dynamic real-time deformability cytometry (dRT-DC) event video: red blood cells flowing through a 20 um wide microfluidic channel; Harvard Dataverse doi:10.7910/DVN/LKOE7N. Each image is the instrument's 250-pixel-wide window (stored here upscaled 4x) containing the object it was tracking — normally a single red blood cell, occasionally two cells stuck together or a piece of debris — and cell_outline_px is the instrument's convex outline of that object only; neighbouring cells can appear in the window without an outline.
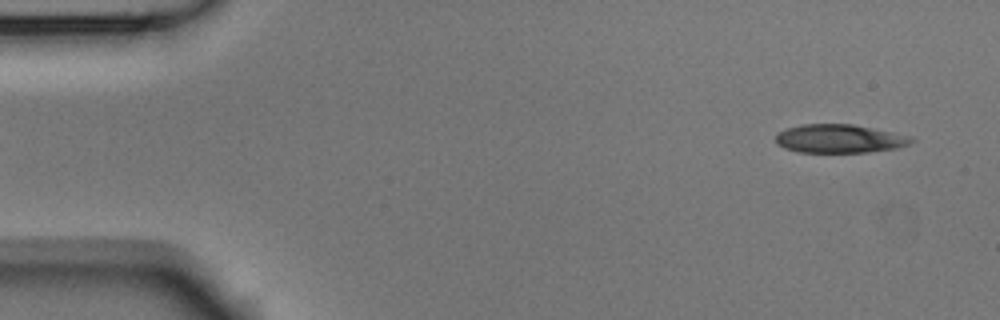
{"species": "Egyptian fruit bat (a non-hibernating species)", "species_latin": "Rousettus aegyptiacus", "temperature_condition": "room temperature", "stored_images_in_passage": 6, "camera_frame_rate_fps": 3000, "um_per_image_px": 0.085, "animal": {"sex": "male"}, "frame": {"image": 1, "passage_image": 6, "time_ms": 1.667, "image_size_px": [1000, 320], "cell_outline_px": [[916, 140], [908, 144], [896, 148], [868, 152], [800, 152], [784, 148], [776, 144], [776, 132], [800, 124], [852, 124], [892, 132], [908, 136]], "centroid_in_image_um": [71.31, 11.78], "position_along_channel_um": 13.7, "area_um2": 22.43}}